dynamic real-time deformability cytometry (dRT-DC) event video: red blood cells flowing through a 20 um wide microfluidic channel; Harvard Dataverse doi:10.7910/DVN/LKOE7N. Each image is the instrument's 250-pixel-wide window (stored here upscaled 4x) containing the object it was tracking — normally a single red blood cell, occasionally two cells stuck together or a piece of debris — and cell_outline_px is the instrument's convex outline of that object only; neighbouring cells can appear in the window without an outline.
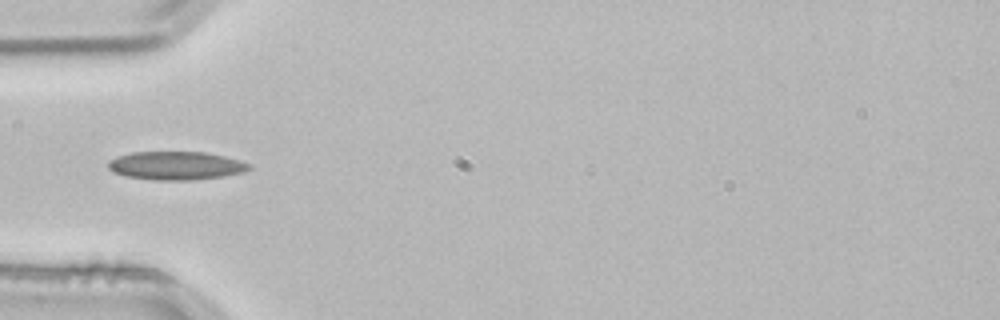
{"species": "common noctule bat (a hibernating species)", "species_latin": "Nyctalus noctula", "temperature_condition": "room temperature", "stored_images_in_passage": 1, "camera_frame_rate_fps": 3000, "um_per_image_px": 0.085, "animal": {"sex": "male", "body_mass_g": 21.5, "forearm_length_mm": 52.0}, "frame": {"image": 1, "passage_image": 1, "time_ms": 0.0, "image_size_px": [1000, 320], "cell_outline_px": [[252, 168], [244, 172], [224, 176], [188, 180], [152, 180], [124, 176], [112, 172], [108, 168], [108, 160], [116, 156], [132, 152], [208, 152], [240, 160], [252, 164]], "centroid_in_image_um": [14.95, 14.08], "position_along_channel_um": 70.1, "area_um2": 23.58}}